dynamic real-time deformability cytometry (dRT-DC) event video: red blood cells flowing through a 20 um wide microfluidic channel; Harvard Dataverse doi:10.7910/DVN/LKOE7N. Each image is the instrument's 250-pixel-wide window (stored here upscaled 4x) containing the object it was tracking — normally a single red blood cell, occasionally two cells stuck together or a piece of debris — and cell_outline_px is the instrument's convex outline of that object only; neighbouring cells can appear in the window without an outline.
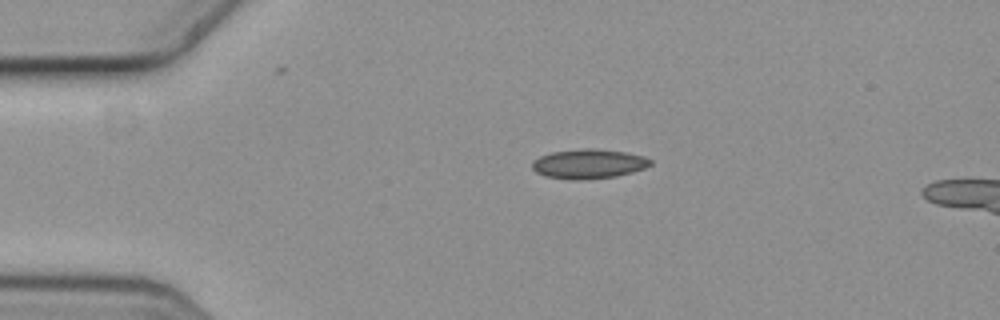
{"species": "common noctule bat (a hibernating species)", "species_latin": "Nyctalus noctula", "temperature_condition": "cold", "stored_images_in_passage": 3, "camera_frame_rate_fps": 3000, "um_per_image_px": 0.085, "animal": {"sex": "female", "body_mass_g": 19.3, "forearm_length_mm": 54.1}, "frame": {"image": 1, "passage_image": 3, "time_ms": 0.667, "image_size_px": [1000, 320], "cell_outline_px": [[652, 164], [644, 168], [632, 172], [616, 176], [548, 176], [536, 172], [532, 168], [532, 160], [540, 156], [552, 152], [584, 148], [596, 148], [628, 152], [644, 156], [652, 160]], "centroid_in_image_um": [50.1, 13.85], "position_along_channel_um": 34.9, "area_um2": 19.31}}